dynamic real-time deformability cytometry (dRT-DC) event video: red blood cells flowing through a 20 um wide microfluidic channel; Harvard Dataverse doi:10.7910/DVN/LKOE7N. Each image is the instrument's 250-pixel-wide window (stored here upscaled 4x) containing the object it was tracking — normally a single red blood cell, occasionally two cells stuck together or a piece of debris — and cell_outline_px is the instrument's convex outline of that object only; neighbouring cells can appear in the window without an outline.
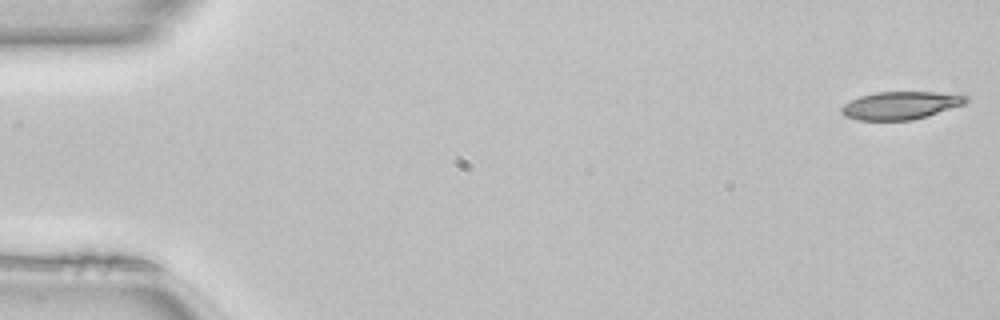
{"species": "common noctule bat (a hibernating species)", "species_latin": "Nyctalus noctula", "temperature_condition": "room temperature", "stored_images_in_passage": 50, "camera_frame_rate_fps": 3000, "um_per_image_px": 0.085, "animal": {"sex": "female", "body_mass_g": 22.7, "forearm_length_mm": 54.2}, "frame": {"image": 1, "passage_image": 1, "time_ms": 0.0, "image_size_px": [1000, 320], "cell_outline_px": [[968, 100], [964, 104], [912, 120], [856, 120], [844, 116], [840, 112], [840, 108], [844, 104], [860, 96], [876, 92], [936, 92], [968, 96]], "centroid_in_image_um": [76.49, 8.96], "position_along_channel_um": 8.5, "area_um2": 20.0}}
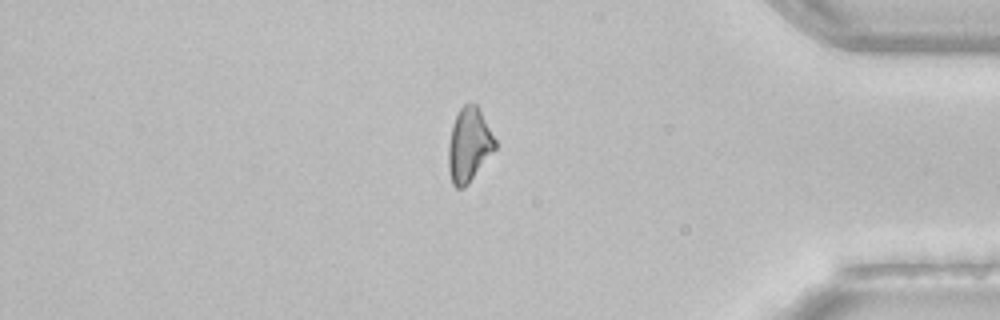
{"frame": {"image": 2, "passage_image": 42, "time_ms": 13.667, "image_size_px": [1000, 320], "cell_outline_px": [[496, 148], [468, 184], [464, 188], [456, 188], [452, 184], [448, 168], [448, 144], [452, 124], [460, 108], [464, 104], [476, 104], [496, 140]], "centroid_in_image_um": [39.84, 12.34], "position_along_channel_um": 395.4, "area_um2": 20.0}}
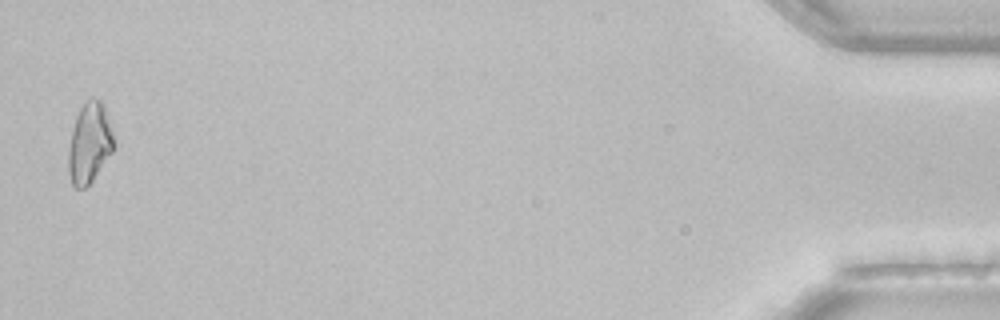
{"frame": {"image": 3, "passage_image": 49, "time_ms": 16.0, "image_size_px": [1000, 320], "cell_outline_px": [[116, 144], [112, 152], [92, 180], [84, 188], [76, 188], [72, 184], [68, 172], [68, 148], [72, 128], [76, 116], [80, 108], [88, 100], [100, 100], [104, 104], [116, 140]], "centroid_in_image_um": [7.62, 12.16], "position_along_channel_um": 427.6, "area_um2": 21.33}}